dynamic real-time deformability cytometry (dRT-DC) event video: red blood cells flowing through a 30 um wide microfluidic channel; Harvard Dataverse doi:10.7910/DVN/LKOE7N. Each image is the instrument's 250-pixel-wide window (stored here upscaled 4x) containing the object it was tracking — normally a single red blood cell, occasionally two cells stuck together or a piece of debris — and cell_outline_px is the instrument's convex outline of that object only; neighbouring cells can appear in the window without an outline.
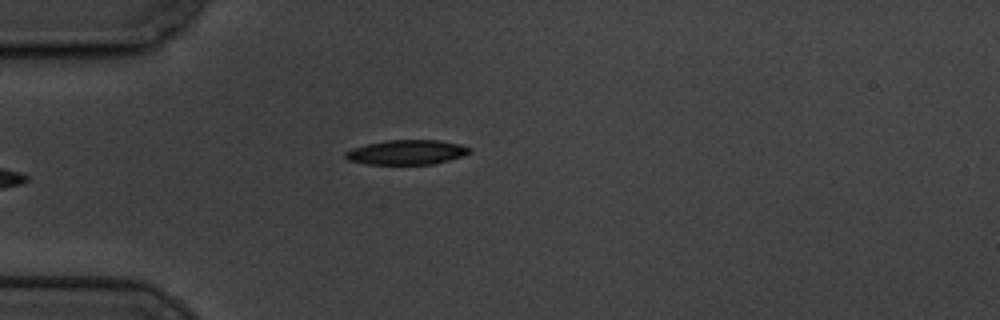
{"species": "common noctule bat (a hibernating species)", "species_latin": "Nyctalus noctula", "temperature_condition": "cold", "stored_images_in_passage": 5, "camera_frame_rate_fps": 3000, "um_per_image_px": 0.085, "animal": {"sex": "male", "body_mass_g": 19.5, "forearm_length_mm": 54.6}, "frame": {"image": 1, "passage_image": 5, "time_ms": 4.667, "image_size_px": [1000, 320], "cell_outline_px": [[472, 152], [448, 160], [432, 164], [368, 164], [348, 160], [344, 156], [344, 152], [352, 148], [368, 144], [388, 140], [440, 140], [460, 144], [472, 148]], "centroid_in_image_um": [34.57, 12.94], "position_along_channel_um": 50.4, "area_um2": 17.74}}